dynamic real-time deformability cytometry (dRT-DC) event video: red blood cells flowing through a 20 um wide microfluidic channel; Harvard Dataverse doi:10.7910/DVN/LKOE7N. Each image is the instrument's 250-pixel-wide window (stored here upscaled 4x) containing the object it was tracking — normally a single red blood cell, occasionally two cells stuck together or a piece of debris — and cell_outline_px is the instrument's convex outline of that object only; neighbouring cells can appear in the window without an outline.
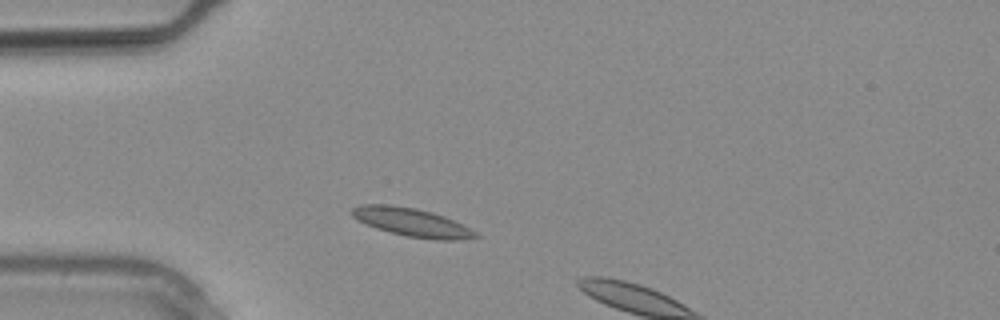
{"species": "common noctule bat (a hibernating species)", "species_latin": "Nyctalus noctula", "temperature_condition": "warm", "stored_images_in_passage": 4, "camera_frame_rate_fps": 3000, "um_per_image_px": 0.085, "animal": {"sex": "male", "body_mass_g": 20.4}, "frame": {"image": 1, "passage_image": 3, "time_ms": 0.667, "image_size_px": [1000, 320], "cell_outline_px": [[480, 236], [456, 240], [436, 240], [408, 236], [376, 228], [356, 220], [348, 212], [352, 208], [360, 204], [388, 204], [416, 208], [432, 212], [444, 216], [476, 232]], "centroid_in_image_um": [34.93, 18.88], "position_along_channel_um": 50.1, "area_um2": 20.29}}